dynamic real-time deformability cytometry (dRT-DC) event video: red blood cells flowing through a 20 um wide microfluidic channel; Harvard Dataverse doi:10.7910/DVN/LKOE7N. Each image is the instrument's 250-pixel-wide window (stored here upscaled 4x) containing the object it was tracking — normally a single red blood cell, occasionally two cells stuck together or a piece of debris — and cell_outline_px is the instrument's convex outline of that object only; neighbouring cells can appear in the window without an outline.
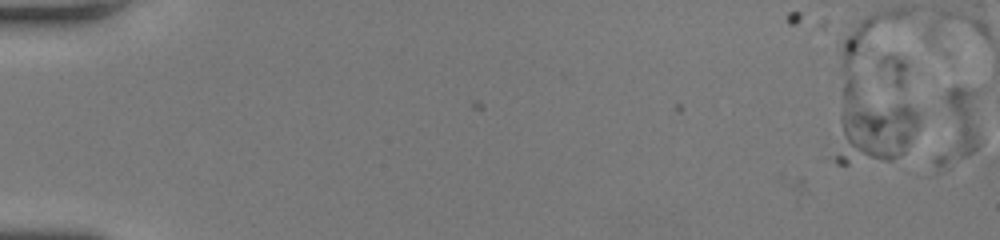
{"species": "human", "species_latin": "Homo sapiens", "temperature_condition": "room temperature", "stored_images_in_passage": 2, "camera_frame_rate_fps": 3000, "um_per_image_px": 0.085, "donor": {"sex": "female"}, "frame": {"image": 1, "passage_image": 2, "time_ms": 0.333, "image_size_px": [1000, 240], "cell_outline_px": [[980, 144], [972, 152], [964, 156], [944, 164], [936, 164], [932, 160], [944, 96], [948, 88], [964, 88], [976, 92]], "centroid_in_image_um": [81.35, 10.73], "position_along_channel_um": 3.6, "area_um2": 19.59}}